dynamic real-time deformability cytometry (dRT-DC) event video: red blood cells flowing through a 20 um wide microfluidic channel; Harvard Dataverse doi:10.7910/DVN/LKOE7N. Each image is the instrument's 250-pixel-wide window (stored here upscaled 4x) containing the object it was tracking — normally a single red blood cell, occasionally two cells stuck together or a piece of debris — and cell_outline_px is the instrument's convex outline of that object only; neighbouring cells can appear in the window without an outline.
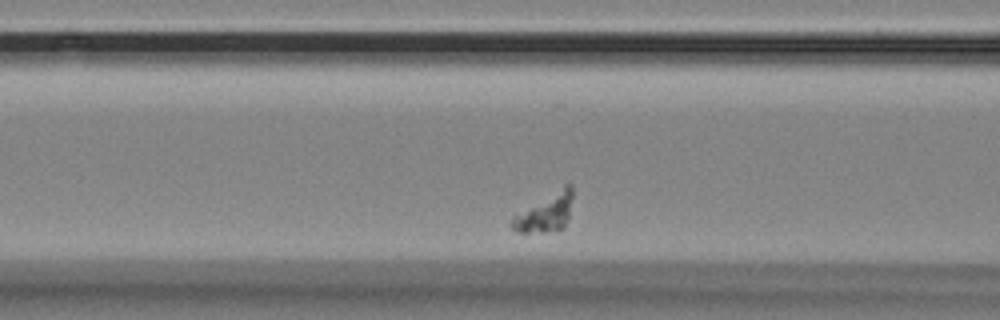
{"species": "Egyptian fruit bat (a non-hibernating species)", "species_latin": "Rousettus aegyptiacus", "temperature_condition": "room temperature", "stored_images_in_passage": 33, "camera_frame_rate_fps": 3000, "um_per_image_px": 0.085, "animal": {"sex": "female"}, "frame": {"image": 1, "passage_image": 7, "time_ms": 2.0, "image_size_px": [1000, 320], "cell_outline_px": [[572, 196], [568, 216], [564, 228], [544, 232], [516, 232], [512, 228], [512, 216], [568, 180], [572, 184]], "centroid_in_image_um": [46.38, 18.0], "position_along_channel_um": 120.2, "area_um2": 13.81}}
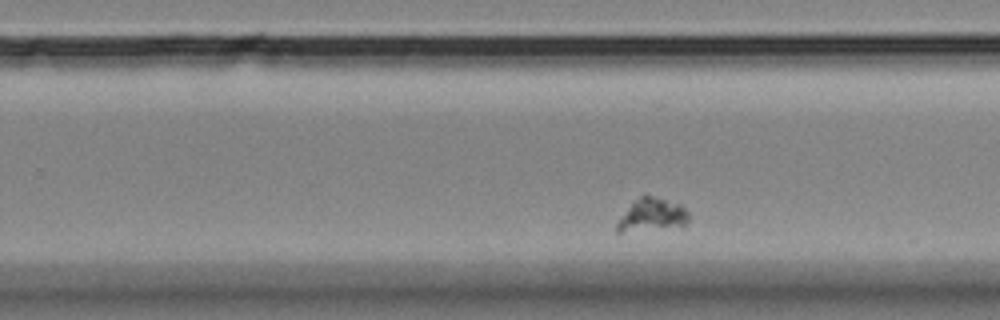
{"frame": {"image": 2, "passage_image": 22, "time_ms": 7.0, "image_size_px": [1000, 320], "cell_outline_px": [[688, 224], [620, 232], [616, 232], [616, 224], [632, 200], [644, 192], [680, 204], [688, 212]], "centroid_in_image_um": [55.38, 18.2], "position_along_channel_um": 274.4, "area_um2": 13.7}}
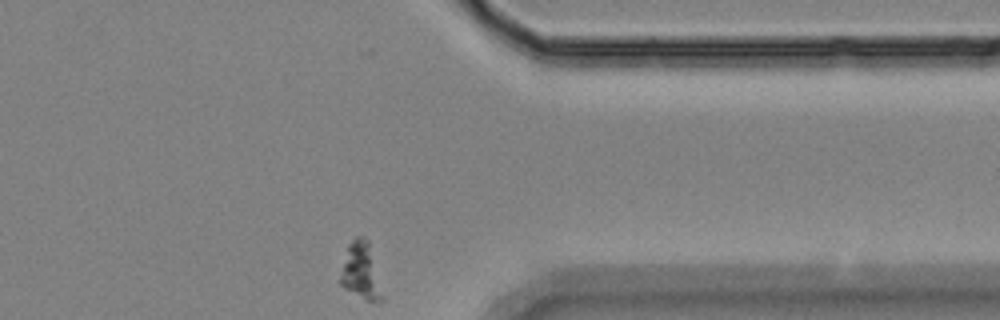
{"frame": {"image": 3, "passage_image": 33, "time_ms": 10.667, "image_size_px": [1000, 320], "cell_outline_px": [[380, 300], [368, 300], [344, 288], [340, 284], [340, 276], [348, 244], [356, 236], [364, 236], [368, 240], [380, 296]], "centroid_in_image_um": [30.58, 22.97], "position_along_channel_um": 380.8, "area_um2": 12.6}}